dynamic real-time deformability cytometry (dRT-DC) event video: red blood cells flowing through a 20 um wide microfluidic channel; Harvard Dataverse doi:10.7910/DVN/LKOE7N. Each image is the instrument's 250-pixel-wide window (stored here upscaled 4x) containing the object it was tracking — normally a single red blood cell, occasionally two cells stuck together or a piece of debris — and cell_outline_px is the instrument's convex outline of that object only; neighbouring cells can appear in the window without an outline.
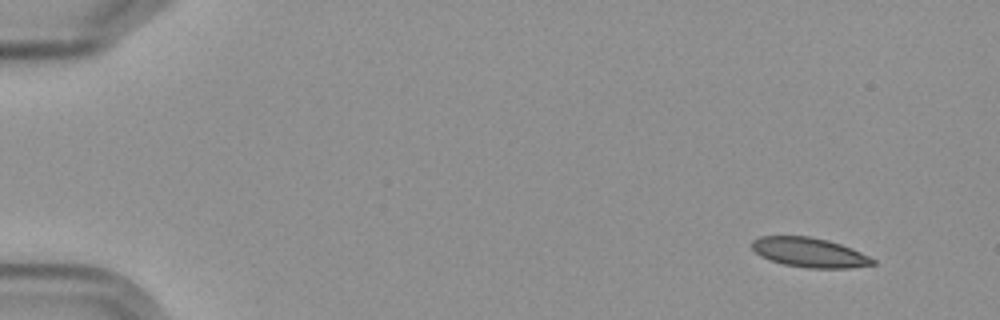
{"species": "Egyptian fruit bat (a non-hibernating species)", "species_latin": "Rousettus aegyptiacus", "temperature_condition": "cold", "stored_images_in_passage": 4, "camera_frame_rate_fps": 3000, "um_per_image_px": 0.085, "frame": {"image": 1, "passage_image": 1, "time_ms": 0.0, "image_size_px": [1000, 320], "cell_outline_px": [[876, 264], [848, 268], [808, 268], [784, 264], [768, 260], [760, 256], [752, 248], [752, 240], [760, 236], [808, 236], [828, 240], [840, 244], [860, 252], [876, 260]], "centroid_in_image_um": [68.78, 21.46], "position_along_channel_um": 16.2, "area_um2": 20.75}}
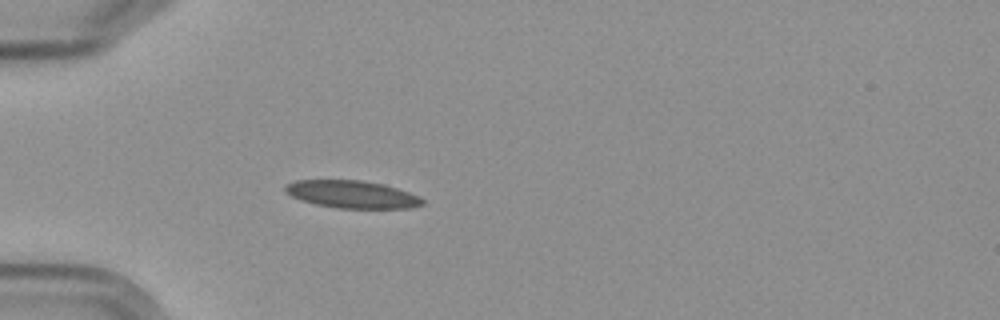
{"frame": {"image": 2, "passage_image": 4, "time_ms": 4.333, "image_size_px": [1000, 320], "cell_outline_px": [[424, 204], [412, 208], [336, 208], [316, 204], [300, 200], [284, 192], [284, 188], [288, 184], [296, 180], [360, 180], [384, 184], [420, 196], [424, 200]], "centroid_in_image_um": [29.93, 16.52], "position_along_channel_um": 55.1, "area_um2": 22.02}}